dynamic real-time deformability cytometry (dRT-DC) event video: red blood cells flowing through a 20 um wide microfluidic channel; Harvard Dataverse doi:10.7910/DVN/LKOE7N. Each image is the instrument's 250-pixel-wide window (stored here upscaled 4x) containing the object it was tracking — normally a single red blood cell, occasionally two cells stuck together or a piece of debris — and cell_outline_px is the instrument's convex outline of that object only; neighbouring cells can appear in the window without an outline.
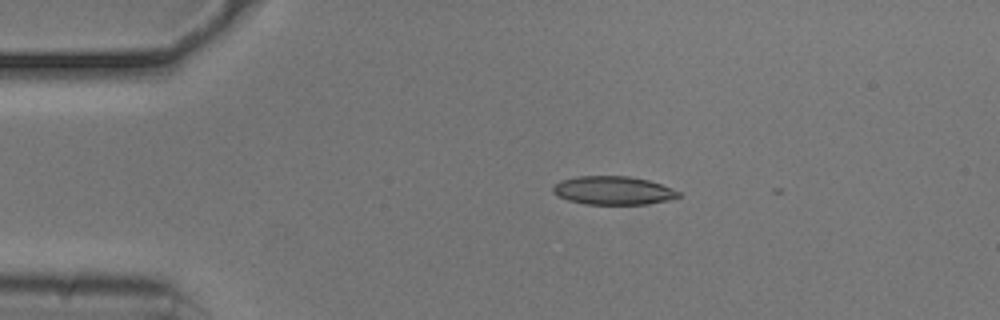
{"species": "common noctule bat (a hibernating species)", "species_latin": "Nyctalus noctula", "temperature_condition": "cold", "stored_images_in_passage": 4, "camera_frame_rate_fps": 3000, "um_per_image_px": 0.085, "animal": {"sex": "male", "body_mass_g": 20.5, "forearm_length_mm": 52.5}, "frame": {"image": 1, "passage_image": 1, "time_ms": 0.0, "image_size_px": [1000, 320], "cell_outline_px": [[680, 196], [668, 200], [648, 204], [584, 204], [568, 200], [552, 192], [552, 188], [560, 180], [576, 176], [628, 176], [648, 180], [672, 188], [680, 192]], "centroid_in_image_um": [52.11, 16.19], "position_along_channel_um": 32.9, "area_um2": 20.75}}